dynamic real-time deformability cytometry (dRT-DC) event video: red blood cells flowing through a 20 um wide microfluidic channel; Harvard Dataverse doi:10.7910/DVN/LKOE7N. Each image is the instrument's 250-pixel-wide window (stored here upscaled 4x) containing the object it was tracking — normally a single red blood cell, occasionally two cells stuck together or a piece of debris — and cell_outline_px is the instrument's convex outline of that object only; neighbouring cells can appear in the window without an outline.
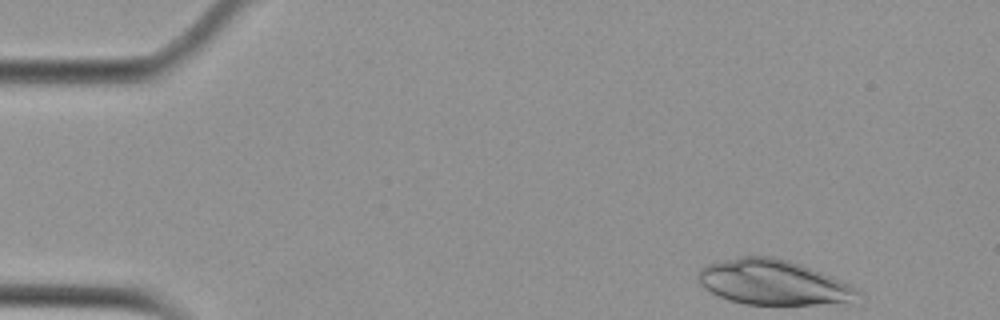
{"species": "Egyptian fruit bat (a non-hibernating species)", "species_latin": "Rousettus aegyptiacus", "temperature_condition": "cold", "stored_images_in_passage": 43, "camera_frame_rate_fps": 3000, "um_per_image_px": 0.085, "animal": {"sex": "female"}, "frame": {"image": 1, "passage_image": 1, "time_ms": 0.0, "image_size_px": [1000, 320], "cell_outline_px": [[856, 292], [844, 300], [816, 304], [744, 304], [720, 296], [704, 288], [696, 280], [696, 272], [700, 268], [708, 264], [740, 256], [772, 256], [788, 260], [800, 264], [840, 280], [856, 288]], "centroid_in_image_um": [65.54, 23.96], "position_along_channel_um": 19.5, "area_um2": 40.63}}
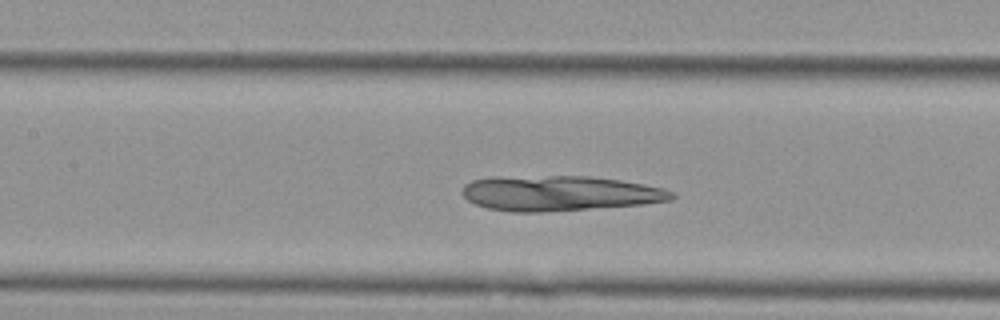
{"frame": {"image": 2, "passage_image": 20, "time_ms": 6.333, "image_size_px": [1000, 320], "cell_outline_px": [[676, 196], [668, 200], [644, 204], [540, 212], [512, 212], [488, 208], [476, 204], [468, 200], [460, 192], [464, 184], [472, 180], [492, 176], [588, 176], [620, 180], [660, 188], [676, 192]], "centroid_in_image_um": [47.49, 16.42], "position_along_channel_um": 159.9, "area_um2": 42.89}}
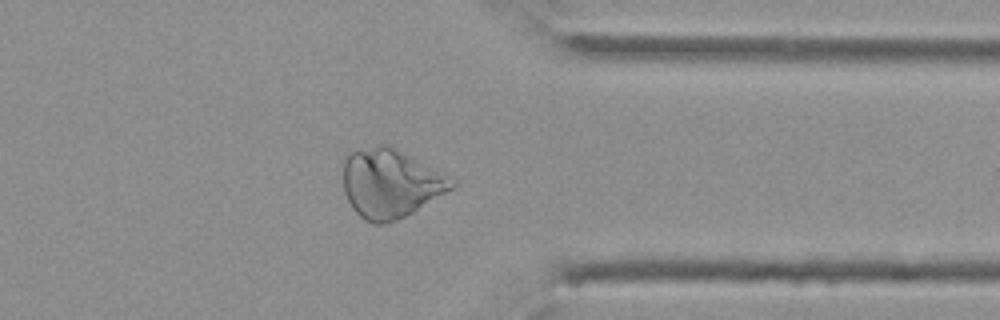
{"frame": {"image": 3, "passage_image": 38, "time_ms": 12.333, "image_size_px": [1000, 320], "cell_outline_px": [[456, 184], [452, 188], [412, 212], [396, 220], [384, 224], [372, 224], [364, 220], [352, 208], [344, 192], [344, 160], [352, 152], [380, 144], [388, 144], [456, 180]], "centroid_in_image_um": [33.17, 15.6], "position_along_channel_um": 378.2, "area_um2": 42.89}}